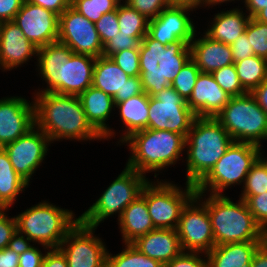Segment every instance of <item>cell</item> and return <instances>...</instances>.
I'll return each mask as SVG.
<instances>
[{
    "label": "cell",
    "instance_id": "obj_1",
    "mask_svg": "<svg viewBox=\"0 0 267 267\" xmlns=\"http://www.w3.org/2000/svg\"><path fill=\"white\" fill-rule=\"evenodd\" d=\"M35 125L51 143L54 141H91L104 139L88 122L79 96L55 92L34 95Z\"/></svg>",
    "mask_w": 267,
    "mask_h": 267
},
{
    "label": "cell",
    "instance_id": "obj_2",
    "mask_svg": "<svg viewBox=\"0 0 267 267\" xmlns=\"http://www.w3.org/2000/svg\"><path fill=\"white\" fill-rule=\"evenodd\" d=\"M37 68L46 82V88L39 92H55L76 95L92 86L96 58L75 54L60 42L45 45L37 50Z\"/></svg>",
    "mask_w": 267,
    "mask_h": 267
},
{
    "label": "cell",
    "instance_id": "obj_3",
    "mask_svg": "<svg viewBox=\"0 0 267 267\" xmlns=\"http://www.w3.org/2000/svg\"><path fill=\"white\" fill-rule=\"evenodd\" d=\"M139 57L143 91L154 96L171 86L191 58V50L185 41L178 40L166 46L147 33L139 45Z\"/></svg>",
    "mask_w": 267,
    "mask_h": 267
},
{
    "label": "cell",
    "instance_id": "obj_4",
    "mask_svg": "<svg viewBox=\"0 0 267 267\" xmlns=\"http://www.w3.org/2000/svg\"><path fill=\"white\" fill-rule=\"evenodd\" d=\"M233 142L227 130L215 118L196 117L185 143L186 183L196 185Z\"/></svg>",
    "mask_w": 267,
    "mask_h": 267
},
{
    "label": "cell",
    "instance_id": "obj_5",
    "mask_svg": "<svg viewBox=\"0 0 267 267\" xmlns=\"http://www.w3.org/2000/svg\"><path fill=\"white\" fill-rule=\"evenodd\" d=\"M122 143H127L131 151L126 166L146 177V173L160 172L180 161L186 137L167 130L143 129Z\"/></svg>",
    "mask_w": 267,
    "mask_h": 267
},
{
    "label": "cell",
    "instance_id": "obj_6",
    "mask_svg": "<svg viewBox=\"0 0 267 267\" xmlns=\"http://www.w3.org/2000/svg\"><path fill=\"white\" fill-rule=\"evenodd\" d=\"M72 210L42 201L16 217L18 241L38 243L45 250L59 248L68 231L79 221Z\"/></svg>",
    "mask_w": 267,
    "mask_h": 267
},
{
    "label": "cell",
    "instance_id": "obj_7",
    "mask_svg": "<svg viewBox=\"0 0 267 267\" xmlns=\"http://www.w3.org/2000/svg\"><path fill=\"white\" fill-rule=\"evenodd\" d=\"M207 210L213 229L215 246L267 240V235L258 226L243 199L240 198L238 202L234 203L225 194H209Z\"/></svg>",
    "mask_w": 267,
    "mask_h": 267
},
{
    "label": "cell",
    "instance_id": "obj_8",
    "mask_svg": "<svg viewBox=\"0 0 267 267\" xmlns=\"http://www.w3.org/2000/svg\"><path fill=\"white\" fill-rule=\"evenodd\" d=\"M215 119L227 130L234 142L258 146L267 139V114L250 93L230 97L228 104Z\"/></svg>",
    "mask_w": 267,
    "mask_h": 267
},
{
    "label": "cell",
    "instance_id": "obj_9",
    "mask_svg": "<svg viewBox=\"0 0 267 267\" xmlns=\"http://www.w3.org/2000/svg\"><path fill=\"white\" fill-rule=\"evenodd\" d=\"M258 159V146L233 142L211 170L195 185L196 193L222 195L224 189L244 185L251 166Z\"/></svg>",
    "mask_w": 267,
    "mask_h": 267
},
{
    "label": "cell",
    "instance_id": "obj_10",
    "mask_svg": "<svg viewBox=\"0 0 267 267\" xmlns=\"http://www.w3.org/2000/svg\"><path fill=\"white\" fill-rule=\"evenodd\" d=\"M148 181L144 175L126 166L96 202L79 216V220L97 228L102 221L114 214L118 213L119 219L124 209L141 195Z\"/></svg>",
    "mask_w": 267,
    "mask_h": 267
},
{
    "label": "cell",
    "instance_id": "obj_11",
    "mask_svg": "<svg viewBox=\"0 0 267 267\" xmlns=\"http://www.w3.org/2000/svg\"><path fill=\"white\" fill-rule=\"evenodd\" d=\"M156 180H149L141 192L154 227L177 229L183 207L196 194L195 185L186 183L184 190L178 184Z\"/></svg>",
    "mask_w": 267,
    "mask_h": 267
},
{
    "label": "cell",
    "instance_id": "obj_12",
    "mask_svg": "<svg viewBox=\"0 0 267 267\" xmlns=\"http://www.w3.org/2000/svg\"><path fill=\"white\" fill-rule=\"evenodd\" d=\"M204 196L205 193H196L181 211L176 230L183 251L208 253L215 246L207 198Z\"/></svg>",
    "mask_w": 267,
    "mask_h": 267
},
{
    "label": "cell",
    "instance_id": "obj_13",
    "mask_svg": "<svg viewBox=\"0 0 267 267\" xmlns=\"http://www.w3.org/2000/svg\"><path fill=\"white\" fill-rule=\"evenodd\" d=\"M195 118L187 101L172 86L149 96L148 129L172 131L187 137Z\"/></svg>",
    "mask_w": 267,
    "mask_h": 267
},
{
    "label": "cell",
    "instance_id": "obj_14",
    "mask_svg": "<svg viewBox=\"0 0 267 267\" xmlns=\"http://www.w3.org/2000/svg\"><path fill=\"white\" fill-rule=\"evenodd\" d=\"M95 229L79 220L68 231L59 246L68 267H106L108 250L105 242L94 234Z\"/></svg>",
    "mask_w": 267,
    "mask_h": 267
},
{
    "label": "cell",
    "instance_id": "obj_15",
    "mask_svg": "<svg viewBox=\"0 0 267 267\" xmlns=\"http://www.w3.org/2000/svg\"><path fill=\"white\" fill-rule=\"evenodd\" d=\"M58 42L67 45L75 54L102 56L103 44L95 23L71 5L59 16Z\"/></svg>",
    "mask_w": 267,
    "mask_h": 267
},
{
    "label": "cell",
    "instance_id": "obj_16",
    "mask_svg": "<svg viewBox=\"0 0 267 267\" xmlns=\"http://www.w3.org/2000/svg\"><path fill=\"white\" fill-rule=\"evenodd\" d=\"M51 144L47 135L36 125L27 133L2 148L14 170L29 184L31 177L42 165Z\"/></svg>",
    "mask_w": 267,
    "mask_h": 267
},
{
    "label": "cell",
    "instance_id": "obj_17",
    "mask_svg": "<svg viewBox=\"0 0 267 267\" xmlns=\"http://www.w3.org/2000/svg\"><path fill=\"white\" fill-rule=\"evenodd\" d=\"M13 21L36 48L58 41L59 16L24 0Z\"/></svg>",
    "mask_w": 267,
    "mask_h": 267
},
{
    "label": "cell",
    "instance_id": "obj_18",
    "mask_svg": "<svg viewBox=\"0 0 267 267\" xmlns=\"http://www.w3.org/2000/svg\"><path fill=\"white\" fill-rule=\"evenodd\" d=\"M92 86L112 96L115 105L144 92L140 76L130 77L104 56L95 60Z\"/></svg>",
    "mask_w": 267,
    "mask_h": 267
},
{
    "label": "cell",
    "instance_id": "obj_19",
    "mask_svg": "<svg viewBox=\"0 0 267 267\" xmlns=\"http://www.w3.org/2000/svg\"><path fill=\"white\" fill-rule=\"evenodd\" d=\"M188 7L169 6L157 17L149 20L148 34L163 45L178 40L185 41L188 45L197 33Z\"/></svg>",
    "mask_w": 267,
    "mask_h": 267
},
{
    "label": "cell",
    "instance_id": "obj_20",
    "mask_svg": "<svg viewBox=\"0 0 267 267\" xmlns=\"http://www.w3.org/2000/svg\"><path fill=\"white\" fill-rule=\"evenodd\" d=\"M35 126L34 101L19 97L0 99V145L8 143L27 133Z\"/></svg>",
    "mask_w": 267,
    "mask_h": 267
},
{
    "label": "cell",
    "instance_id": "obj_21",
    "mask_svg": "<svg viewBox=\"0 0 267 267\" xmlns=\"http://www.w3.org/2000/svg\"><path fill=\"white\" fill-rule=\"evenodd\" d=\"M36 48L14 21L0 22V69L10 71L37 57Z\"/></svg>",
    "mask_w": 267,
    "mask_h": 267
},
{
    "label": "cell",
    "instance_id": "obj_22",
    "mask_svg": "<svg viewBox=\"0 0 267 267\" xmlns=\"http://www.w3.org/2000/svg\"><path fill=\"white\" fill-rule=\"evenodd\" d=\"M229 99L211 73L200 72L187 104L196 117L215 118Z\"/></svg>",
    "mask_w": 267,
    "mask_h": 267
},
{
    "label": "cell",
    "instance_id": "obj_23",
    "mask_svg": "<svg viewBox=\"0 0 267 267\" xmlns=\"http://www.w3.org/2000/svg\"><path fill=\"white\" fill-rule=\"evenodd\" d=\"M142 254L166 265L183 252L176 229L156 228L131 243Z\"/></svg>",
    "mask_w": 267,
    "mask_h": 267
},
{
    "label": "cell",
    "instance_id": "obj_24",
    "mask_svg": "<svg viewBox=\"0 0 267 267\" xmlns=\"http://www.w3.org/2000/svg\"><path fill=\"white\" fill-rule=\"evenodd\" d=\"M190 42L191 59L201 72L213 73L214 71L234 64L230 45L215 41L205 33L203 37L195 38Z\"/></svg>",
    "mask_w": 267,
    "mask_h": 267
},
{
    "label": "cell",
    "instance_id": "obj_25",
    "mask_svg": "<svg viewBox=\"0 0 267 267\" xmlns=\"http://www.w3.org/2000/svg\"><path fill=\"white\" fill-rule=\"evenodd\" d=\"M88 122L106 140L114 137L115 130L106 124L115 110L113 97L91 86L79 95Z\"/></svg>",
    "mask_w": 267,
    "mask_h": 267
},
{
    "label": "cell",
    "instance_id": "obj_26",
    "mask_svg": "<svg viewBox=\"0 0 267 267\" xmlns=\"http://www.w3.org/2000/svg\"><path fill=\"white\" fill-rule=\"evenodd\" d=\"M265 241H247L214 246L204 253L207 267H249L258 248Z\"/></svg>",
    "mask_w": 267,
    "mask_h": 267
},
{
    "label": "cell",
    "instance_id": "obj_27",
    "mask_svg": "<svg viewBox=\"0 0 267 267\" xmlns=\"http://www.w3.org/2000/svg\"><path fill=\"white\" fill-rule=\"evenodd\" d=\"M123 243H132L137 238L156 229L148 212L146 200L139 195L122 212L118 219Z\"/></svg>",
    "mask_w": 267,
    "mask_h": 267
},
{
    "label": "cell",
    "instance_id": "obj_28",
    "mask_svg": "<svg viewBox=\"0 0 267 267\" xmlns=\"http://www.w3.org/2000/svg\"><path fill=\"white\" fill-rule=\"evenodd\" d=\"M250 17L239 8L215 13L209 28L204 33L215 41L231 45L245 33Z\"/></svg>",
    "mask_w": 267,
    "mask_h": 267
},
{
    "label": "cell",
    "instance_id": "obj_29",
    "mask_svg": "<svg viewBox=\"0 0 267 267\" xmlns=\"http://www.w3.org/2000/svg\"><path fill=\"white\" fill-rule=\"evenodd\" d=\"M123 125L125 124L124 133L121 134L118 144L123 142L132 133L148 129L149 114V96L143 92L115 105Z\"/></svg>",
    "mask_w": 267,
    "mask_h": 267
},
{
    "label": "cell",
    "instance_id": "obj_30",
    "mask_svg": "<svg viewBox=\"0 0 267 267\" xmlns=\"http://www.w3.org/2000/svg\"><path fill=\"white\" fill-rule=\"evenodd\" d=\"M29 184L14 170L3 148L0 149V207H12L17 196L25 191Z\"/></svg>",
    "mask_w": 267,
    "mask_h": 267
},
{
    "label": "cell",
    "instance_id": "obj_31",
    "mask_svg": "<svg viewBox=\"0 0 267 267\" xmlns=\"http://www.w3.org/2000/svg\"><path fill=\"white\" fill-rule=\"evenodd\" d=\"M242 87L250 93L267 79V60L250 56L234 63Z\"/></svg>",
    "mask_w": 267,
    "mask_h": 267
},
{
    "label": "cell",
    "instance_id": "obj_32",
    "mask_svg": "<svg viewBox=\"0 0 267 267\" xmlns=\"http://www.w3.org/2000/svg\"><path fill=\"white\" fill-rule=\"evenodd\" d=\"M120 33L130 37H144L148 33L149 19L123 2L117 6Z\"/></svg>",
    "mask_w": 267,
    "mask_h": 267
},
{
    "label": "cell",
    "instance_id": "obj_33",
    "mask_svg": "<svg viewBox=\"0 0 267 267\" xmlns=\"http://www.w3.org/2000/svg\"><path fill=\"white\" fill-rule=\"evenodd\" d=\"M121 253L112 255L107 252L106 267H163L159 261L142 254L131 243H125Z\"/></svg>",
    "mask_w": 267,
    "mask_h": 267
},
{
    "label": "cell",
    "instance_id": "obj_34",
    "mask_svg": "<svg viewBox=\"0 0 267 267\" xmlns=\"http://www.w3.org/2000/svg\"><path fill=\"white\" fill-rule=\"evenodd\" d=\"M118 0H71V6L95 23L105 14L117 9Z\"/></svg>",
    "mask_w": 267,
    "mask_h": 267
},
{
    "label": "cell",
    "instance_id": "obj_35",
    "mask_svg": "<svg viewBox=\"0 0 267 267\" xmlns=\"http://www.w3.org/2000/svg\"><path fill=\"white\" fill-rule=\"evenodd\" d=\"M200 72L196 63L190 58L181 68L171 86L187 101L192 94Z\"/></svg>",
    "mask_w": 267,
    "mask_h": 267
},
{
    "label": "cell",
    "instance_id": "obj_36",
    "mask_svg": "<svg viewBox=\"0 0 267 267\" xmlns=\"http://www.w3.org/2000/svg\"><path fill=\"white\" fill-rule=\"evenodd\" d=\"M217 84L230 97L242 96L248 92L242 87L234 64L222 67L212 73Z\"/></svg>",
    "mask_w": 267,
    "mask_h": 267
},
{
    "label": "cell",
    "instance_id": "obj_37",
    "mask_svg": "<svg viewBox=\"0 0 267 267\" xmlns=\"http://www.w3.org/2000/svg\"><path fill=\"white\" fill-rule=\"evenodd\" d=\"M245 33L254 55L267 60V24L250 18Z\"/></svg>",
    "mask_w": 267,
    "mask_h": 267
},
{
    "label": "cell",
    "instance_id": "obj_38",
    "mask_svg": "<svg viewBox=\"0 0 267 267\" xmlns=\"http://www.w3.org/2000/svg\"><path fill=\"white\" fill-rule=\"evenodd\" d=\"M241 195H259L267 191V169L257 159L251 166Z\"/></svg>",
    "mask_w": 267,
    "mask_h": 267
},
{
    "label": "cell",
    "instance_id": "obj_39",
    "mask_svg": "<svg viewBox=\"0 0 267 267\" xmlns=\"http://www.w3.org/2000/svg\"><path fill=\"white\" fill-rule=\"evenodd\" d=\"M258 226L267 235V191L259 195H240Z\"/></svg>",
    "mask_w": 267,
    "mask_h": 267
},
{
    "label": "cell",
    "instance_id": "obj_40",
    "mask_svg": "<svg viewBox=\"0 0 267 267\" xmlns=\"http://www.w3.org/2000/svg\"><path fill=\"white\" fill-rule=\"evenodd\" d=\"M122 71L130 77L140 76L139 49H126L110 56Z\"/></svg>",
    "mask_w": 267,
    "mask_h": 267
},
{
    "label": "cell",
    "instance_id": "obj_41",
    "mask_svg": "<svg viewBox=\"0 0 267 267\" xmlns=\"http://www.w3.org/2000/svg\"><path fill=\"white\" fill-rule=\"evenodd\" d=\"M144 37H130L129 34L118 33L103 45L104 57H110L116 52L126 49H139L141 40Z\"/></svg>",
    "mask_w": 267,
    "mask_h": 267
},
{
    "label": "cell",
    "instance_id": "obj_42",
    "mask_svg": "<svg viewBox=\"0 0 267 267\" xmlns=\"http://www.w3.org/2000/svg\"><path fill=\"white\" fill-rule=\"evenodd\" d=\"M7 210H0V250L18 241L16 217H8L7 213H5Z\"/></svg>",
    "mask_w": 267,
    "mask_h": 267
},
{
    "label": "cell",
    "instance_id": "obj_43",
    "mask_svg": "<svg viewBox=\"0 0 267 267\" xmlns=\"http://www.w3.org/2000/svg\"><path fill=\"white\" fill-rule=\"evenodd\" d=\"M96 30L98 31L100 40L104 45L112 37L120 32L118 24L117 9L103 14L97 22H95Z\"/></svg>",
    "mask_w": 267,
    "mask_h": 267
},
{
    "label": "cell",
    "instance_id": "obj_44",
    "mask_svg": "<svg viewBox=\"0 0 267 267\" xmlns=\"http://www.w3.org/2000/svg\"><path fill=\"white\" fill-rule=\"evenodd\" d=\"M123 2L149 20L157 17L165 8L170 6L168 0H126Z\"/></svg>",
    "mask_w": 267,
    "mask_h": 267
},
{
    "label": "cell",
    "instance_id": "obj_45",
    "mask_svg": "<svg viewBox=\"0 0 267 267\" xmlns=\"http://www.w3.org/2000/svg\"><path fill=\"white\" fill-rule=\"evenodd\" d=\"M46 255L32 244L20 241L19 267H42Z\"/></svg>",
    "mask_w": 267,
    "mask_h": 267
},
{
    "label": "cell",
    "instance_id": "obj_46",
    "mask_svg": "<svg viewBox=\"0 0 267 267\" xmlns=\"http://www.w3.org/2000/svg\"><path fill=\"white\" fill-rule=\"evenodd\" d=\"M200 254L204 255L201 252L183 251L168 262L165 267H207V258L202 259Z\"/></svg>",
    "mask_w": 267,
    "mask_h": 267
},
{
    "label": "cell",
    "instance_id": "obj_47",
    "mask_svg": "<svg viewBox=\"0 0 267 267\" xmlns=\"http://www.w3.org/2000/svg\"><path fill=\"white\" fill-rule=\"evenodd\" d=\"M230 47L234 63L254 55L253 48L250 46L246 33H243L237 38Z\"/></svg>",
    "mask_w": 267,
    "mask_h": 267
},
{
    "label": "cell",
    "instance_id": "obj_48",
    "mask_svg": "<svg viewBox=\"0 0 267 267\" xmlns=\"http://www.w3.org/2000/svg\"><path fill=\"white\" fill-rule=\"evenodd\" d=\"M20 241L0 250V267H19Z\"/></svg>",
    "mask_w": 267,
    "mask_h": 267
},
{
    "label": "cell",
    "instance_id": "obj_49",
    "mask_svg": "<svg viewBox=\"0 0 267 267\" xmlns=\"http://www.w3.org/2000/svg\"><path fill=\"white\" fill-rule=\"evenodd\" d=\"M24 0H0V22L13 21Z\"/></svg>",
    "mask_w": 267,
    "mask_h": 267
},
{
    "label": "cell",
    "instance_id": "obj_50",
    "mask_svg": "<svg viewBox=\"0 0 267 267\" xmlns=\"http://www.w3.org/2000/svg\"><path fill=\"white\" fill-rule=\"evenodd\" d=\"M42 267H68V262L59 248H50L46 252Z\"/></svg>",
    "mask_w": 267,
    "mask_h": 267
},
{
    "label": "cell",
    "instance_id": "obj_51",
    "mask_svg": "<svg viewBox=\"0 0 267 267\" xmlns=\"http://www.w3.org/2000/svg\"><path fill=\"white\" fill-rule=\"evenodd\" d=\"M28 2L53 11L60 16L70 5L71 0H27Z\"/></svg>",
    "mask_w": 267,
    "mask_h": 267
},
{
    "label": "cell",
    "instance_id": "obj_52",
    "mask_svg": "<svg viewBox=\"0 0 267 267\" xmlns=\"http://www.w3.org/2000/svg\"><path fill=\"white\" fill-rule=\"evenodd\" d=\"M250 94L267 114V79H265L258 87L254 88Z\"/></svg>",
    "mask_w": 267,
    "mask_h": 267
},
{
    "label": "cell",
    "instance_id": "obj_53",
    "mask_svg": "<svg viewBox=\"0 0 267 267\" xmlns=\"http://www.w3.org/2000/svg\"><path fill=\"white\" fill-rule=\"evenodd\" d=\"M249 267H267V240L255 252Z\"/></svg>",
    "mask_w": 267,
    "mask_h": 267
},
{
    "label": "cell",
    "instance_id": "obj_54",
    "mask_svg": "<svg viewBox=\"0 0 267 267\" xmlns=\"http://www.w3.org/2000/svg\"><path fill=\"white\" fill-rule=\"evenodd\" d=\"M243 2L250 18H253L267 4V0H244Z\"/></svg>",
    "mask_w": 267,
    "mask_h": 267
},
{
    "label": "cell",
    "instance_id": "obj_55",
    "mask_svg": "<svg viewBox=\"0 0 267 267\" xmlns=\"http://www.w3.org/2000/svg\"><path fill=\"white\" fill-rule=\"evenodd\" d=\"M168 2L170 6L188 7L191 9L203 7L204 5V0H168Z\"/></svg>",
    "mask_w": 267,
    "mask_h": 267
},
{
    "label": "cell",
    "instance_id": "obj_56",
    "mask_svg": "<svg viewBox=\"0 0 267 267\" xmlns=\"http://www.w3.org/2000/svg\"><path fill=\"white\" fill-rule=\"evenodd\" d=\"M253 18L261 23L267 24V4Z\"/></svg>",
    "mask_w": 267,
    "mask_h": 267
},
{
    "label": "cell",
    "instance_id": "obj_57",
    "mask_svg": "<svg viewBox=\"0 0 267 267\" xmlns=\"http://www.w3.org/2000/svg\"><path fill=\"white\" fill-rule=\"evenodd\" d=\"M232 2V1H234L235 2V0H204V7L206 6H208V8H210V6L212 7V6H216V5H219V4H223L224 2L226 3V2ZM239 1V0H238Z\"/></svg>",
    "mask_w": 267,
    "mask_h": 267
},
{
    "label": "cell",
    "instance_id": "obj_58",
    "mask_svg": "<svg viewBox=\"0 0 267 267\" xmlns=\"http://www.w3.org/2000/svg\"><path fill=\"white\" fill-rule=\"evenodd\" d=\"M263 145H258V160L263 164V166L267 169V157H264V152L261 148ZM262 151V152H261ZM263 153V155H262Z\"/></svg>",
    "mask_w": 267,
    "mask_h": 267
}]
</instances>
